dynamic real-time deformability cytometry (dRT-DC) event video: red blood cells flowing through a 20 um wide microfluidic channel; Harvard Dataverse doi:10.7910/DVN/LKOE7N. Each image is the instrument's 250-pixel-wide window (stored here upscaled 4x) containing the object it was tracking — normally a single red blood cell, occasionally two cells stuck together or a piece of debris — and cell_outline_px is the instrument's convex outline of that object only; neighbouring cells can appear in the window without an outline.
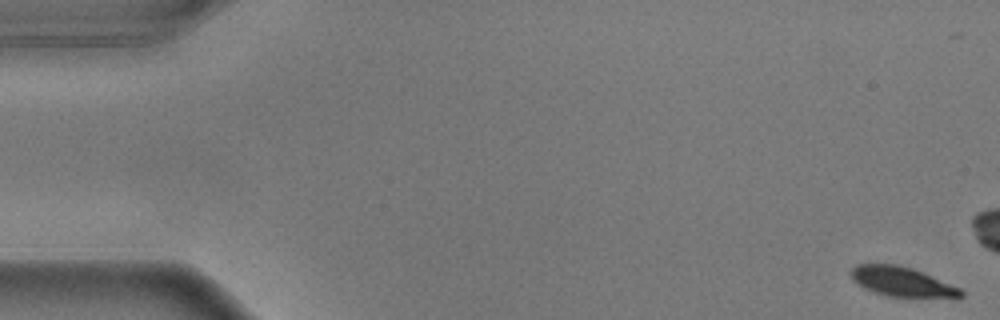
{"species": "common noctule bat (a hibernating species)", "species_latin": "Nyctalus noctula", "temperature_condition": "warm", "stored_images_in_passage": 17, "camera_frame_rate_fps": 3000, "um_per_image_px": 0.085, "animal": {"sex": "male", "body_mass_g": 17.9}, "frame": {"image": 1, "passage_image": 1, "time_ms": 0.0, "image_size_px": [1000, 320], "cell_outline_px": [[964, 296], [888, 296], [872, 292], [856, 284], [852, 280], [852, 268], [856, 264], [896, 264], [912, 268], [924, 272], [960, 288], [964, 292]], "centroid_in_image_um": [76.61, 23.92], "position_along_channel_um": 8.4, "area_um2": 18.61}}